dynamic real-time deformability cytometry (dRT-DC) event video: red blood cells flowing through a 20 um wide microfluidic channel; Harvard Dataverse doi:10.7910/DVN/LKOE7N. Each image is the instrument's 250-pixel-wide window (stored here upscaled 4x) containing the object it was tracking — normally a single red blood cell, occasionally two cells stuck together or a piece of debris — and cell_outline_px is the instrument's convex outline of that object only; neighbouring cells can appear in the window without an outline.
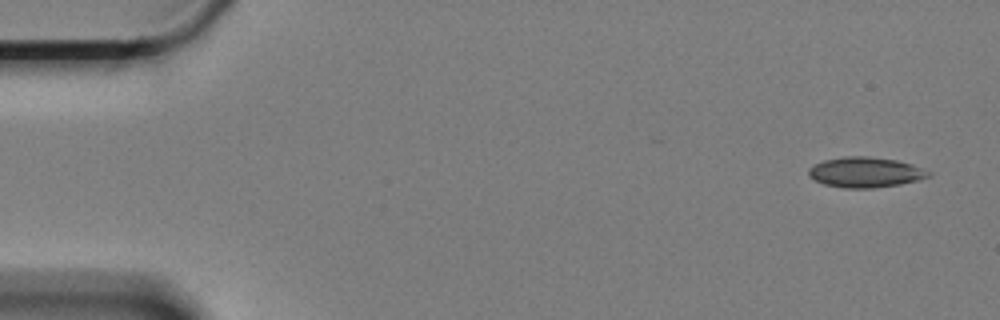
{"species": "Egyptian fruit bat (a non-hibernating species)", "species_latin": "Rousettus aegyptiacus", "temperature_condition": "cold", "stored_images_in_passage": 11, "camera_frame_rate_fps": 3000, "um_per_image_px": 0.085, "animal": {"sex": "female"}, "frame": {"image": 1, "passage_image": 1, "time_ms": 0.0, "image_size_px": [1000, 320], "cell_outline_px": [[932, 176], [900, 184], [872, 188], [844, 188], [824, 184], [808, 176], [808, 168], [824, 160], [844, 156], [868, 156], [896, 160], [912, 164], [932, 172]], "centroid_in_image_um": [73.56, 14.64], "position_along_channel_um": 11.4, "area_um2": 21.15}}